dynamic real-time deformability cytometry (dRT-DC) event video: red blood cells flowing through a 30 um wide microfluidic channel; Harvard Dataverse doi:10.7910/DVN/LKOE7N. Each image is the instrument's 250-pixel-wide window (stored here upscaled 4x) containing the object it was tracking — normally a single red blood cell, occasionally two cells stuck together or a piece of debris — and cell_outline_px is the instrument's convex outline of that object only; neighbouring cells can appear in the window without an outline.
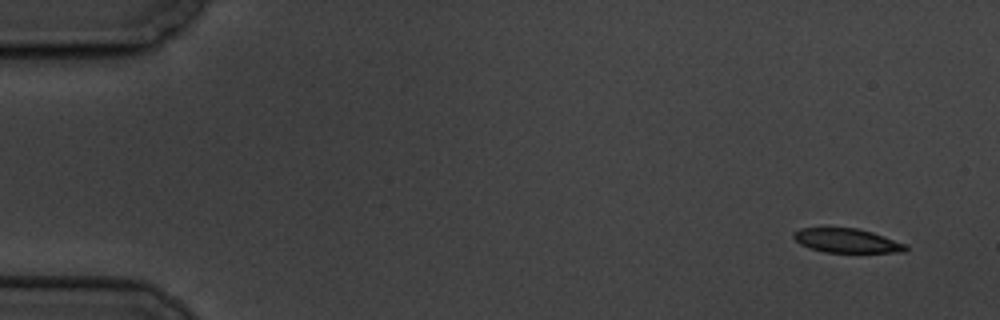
{"species": "common noctule bat (a hibernating species)", "species_latin": "Nyctalus noctula", "temperature_condition": "cold", "stored_images_in_passage": 10, "camera_frame_rate_fps": 3000, "um_per_image_px": 0.085, "animal": {"sex": "male", "body_mass_g": 19.5, "forearm_length_mm": 54.6}, "frame": {"image": 1, "passage_image": 1, "time_ms": 0.0, "image_size_px": [1000, 320], "cell_outline_px": [[908, 248], [904, 252], [824, 252], [800, 244], [792, 236], [792, 232], [800, 228], [856, 228], [872, 232], [908, 244]], "centroid_in_image_um": [71.99, 20.45], "position_along_channel_um": 13.0, "area_um2": 15.72}}
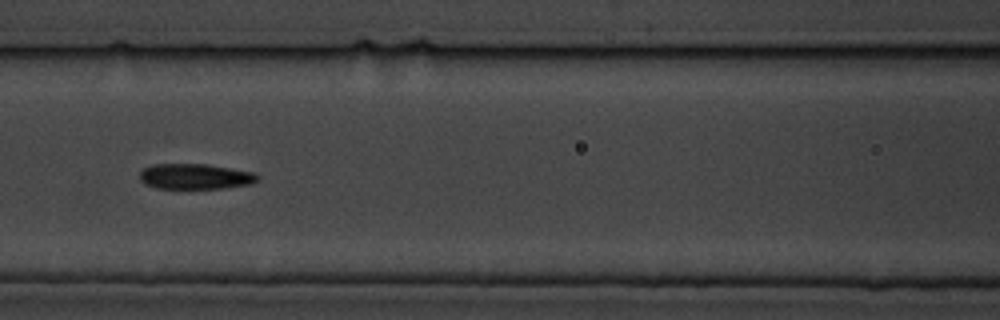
{"frame": {"image": 2, "passage_image": 7, "time_ms": 7.667, "image_size_px": [1000, 320], "cell_outline_px": [[260, 176], [252, 184], [224, 188], [156, 188], [144, 184], [140, 180], [140, 172], [144, 168], [152, 164], [208, 164], [252, 172]], "centroid_in_image_um": [16.57, 15.0], "position_along_channel_um": 150.0, "area_um2": 17.46}}
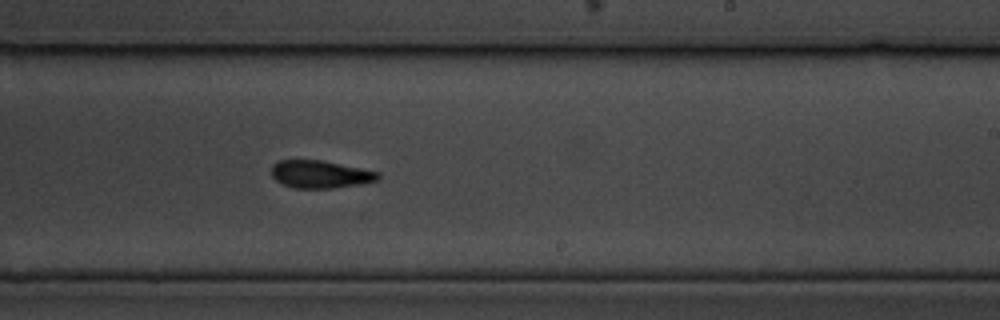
{"frame": {"image": 3, "passage_image": 10, "time_ms": 11.0, "image_size_px": [1000, 320], "cell_outline_px": [[380, 180], [360, 184], [332, 188], [292, 188], [280, 184], [272, 176], [272, 164], [276, 160], [320, 160], [380, 172]], "centroid_in_image_um": [27.2, 14.82], "position_along_channel_um": 261.8, "area_um2": 17.28}}